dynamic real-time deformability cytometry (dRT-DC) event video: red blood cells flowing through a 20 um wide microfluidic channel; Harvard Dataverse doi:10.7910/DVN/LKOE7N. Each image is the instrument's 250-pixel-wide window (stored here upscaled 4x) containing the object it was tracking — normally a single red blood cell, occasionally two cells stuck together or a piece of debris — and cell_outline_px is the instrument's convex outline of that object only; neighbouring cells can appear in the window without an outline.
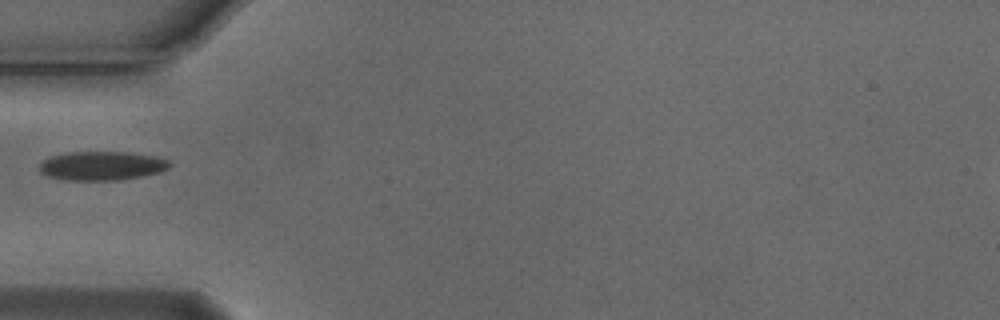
{"species": "Egyptian fruit bat (a non-hibernating species)", "species_latin": "Rousettus aegyptiacus", "temperature_condition": "cold", "stored_images_in_passage": 38, "camera_frame_rate_fps": 3000, "um_per_image_px": 0.085, "animal": {"sex": "male"}, "frame": {"image": 1, "passage_image": 1, "time_ms": 0.0, "image_size_px": [1000, 320], "cell_outline_px": [[172, 164], [168, 168], [160, 172], [140, 176], [116, 180], [68, 180], [48, 176], [40, 172], [40, 164], [48, 156], [68, 152], [128, 152], [156, 156], [168, 160]], "centroid_in_image_um": [8.65, 14.08], "position_along_channel_um": 76.3, "area_um2": 21.91}}
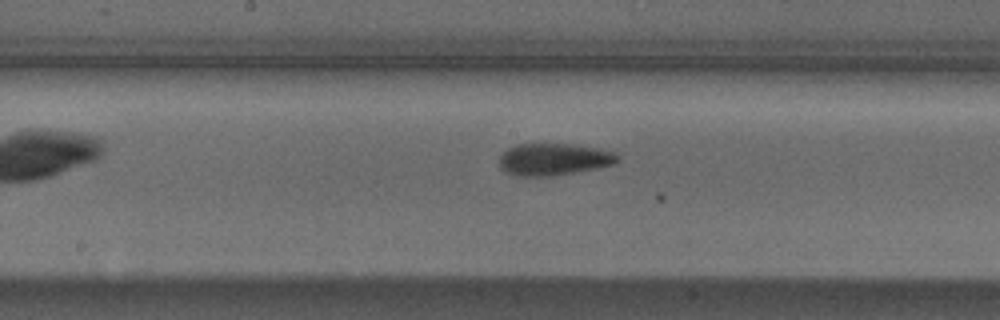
{"frame": {"image": 2, "passage_image": 11, "time_ms": 3.333, "image_size_px": [1000, 320], "cell_outline_px": [[620, 160], [612, 164], [596, 168], [552, 176], [520, 176], [508, 172], [500, 168], [500, 156], [508, 148], [516, 144], [572, 144], [600, 148], [616, 152], [620, 156]], "centroid_in_image_um": [47.11, 13.53], "position_along_channel_um": 201.1, "area_um2": 22.02}}
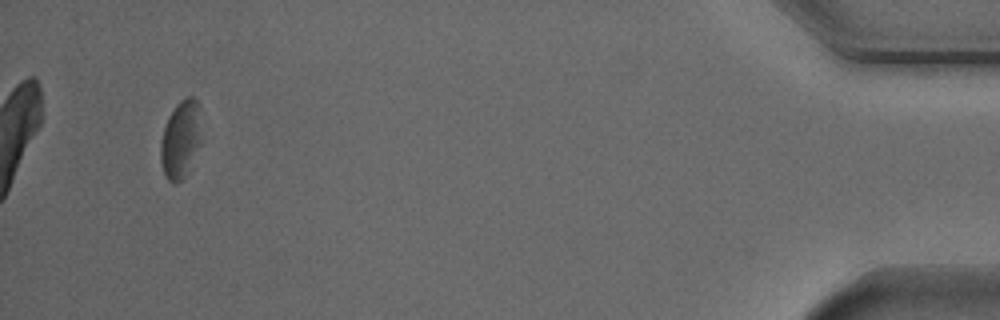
{"frame": {"image": 3, "passage_image": 35, "time_ms": 11.333, "image_size_px": [1000, 320], "cell_outline_px": [[200, 144], [188, 172], [176, 184], [168, 180], [164, 176], [160, 160], [160, 140], [168, 116], [176, 104], [184, 96], [192, 96], [200, 104]], "centroid_in_image_um": [15.34, 11.82], "position_along_channel_um": 419.9, "area_um2": 18.79}}